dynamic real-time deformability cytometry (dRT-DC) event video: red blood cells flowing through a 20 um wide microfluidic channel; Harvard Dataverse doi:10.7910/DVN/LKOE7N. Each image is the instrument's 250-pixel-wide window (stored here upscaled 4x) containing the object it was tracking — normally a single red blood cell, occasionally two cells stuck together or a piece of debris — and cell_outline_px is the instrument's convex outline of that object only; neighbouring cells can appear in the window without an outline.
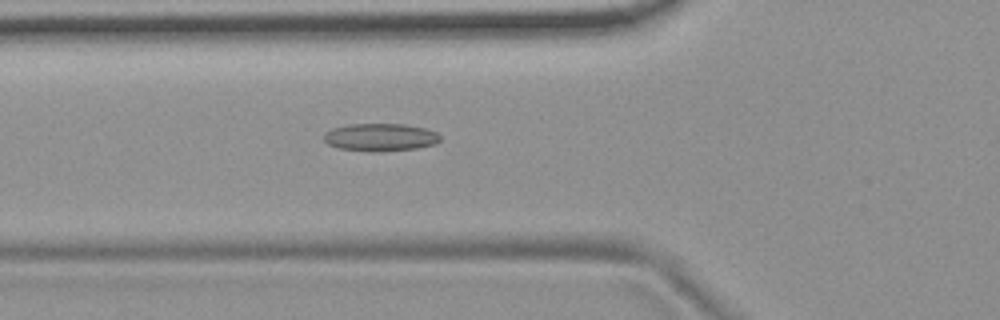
{"species": "common noctule bat (a hibernating species)", "species_latin": "Nyctalus noctula", "temperature_condition": "room temperature", "stored_images_in_passage": 39, "camera_frame_rate_fps": 3000, "um_per_image_px": 0.085, "animal": {"sex": "female", "body_mass_g": 19.9}, "frame": {"image": 1, "passage_image": 9, "time_ms": 2.667, "image_size_px": [1000, 320], "cell_outline_px": [[440, 140], [436, 144], [416, 148], [372, 152], [368, 152], [336, 148], [328, 144], [324, 140], [324, 132], [332, 128], [348, 124], [404, 124], [424, 128], [436, 132], [440, 136]], "centroid_in_image_um": [32.29, 11.67], "position_along_channel_um": 93.5, "area_um2": 18.9}}
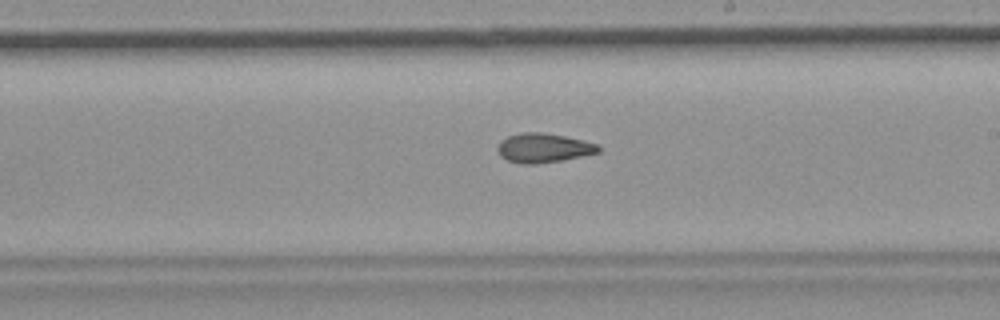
{"frame": {"image": 2, "passage_image": 21, "time_ms": 6.667, "image_size_px": [1000, 320], "cell_outline_px": [[600, 152], [560, 160], [536, 164], [520, 164], [508, 160], [500, 156], [496, 148], [500, 140], [508, 136], [520, 132], [540, 132], [564, 136], [596, 144], [600, 148]], "centroid_in_image_um": [46.12, 12.57], "position_along_channel_um": 242.9, "area_um2": 17.05}}
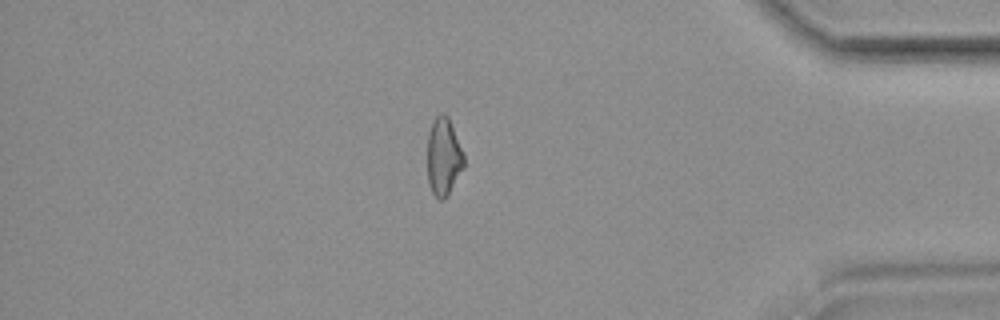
{"frame": {"image": 3, "passage_image": 36, "time_ms": 11.667, "image_size_px": [1000, 320], "cell_outline_px": [[464, 168], [444, 200], [436, 200], [428, 184], [428, 132], [432, 120], [440, 112], [444, 112], [448, 116], [464, 152]], "centroid_in_image_um": [37.7, 13.31], "position_along_channel_um": 397.5, "area_um2": 16.88}, "authors_computed_cell_mechanics": {"area_um2": 17.051, "velocity_mm_per_s": 3.729, "shape_relaxation_time_tau1_ms": null, "shape_relaxation_time_tau2_ms": 4.0655, "deformation_change_tau1": null, "deformation_change_tau2": 0.1209}}